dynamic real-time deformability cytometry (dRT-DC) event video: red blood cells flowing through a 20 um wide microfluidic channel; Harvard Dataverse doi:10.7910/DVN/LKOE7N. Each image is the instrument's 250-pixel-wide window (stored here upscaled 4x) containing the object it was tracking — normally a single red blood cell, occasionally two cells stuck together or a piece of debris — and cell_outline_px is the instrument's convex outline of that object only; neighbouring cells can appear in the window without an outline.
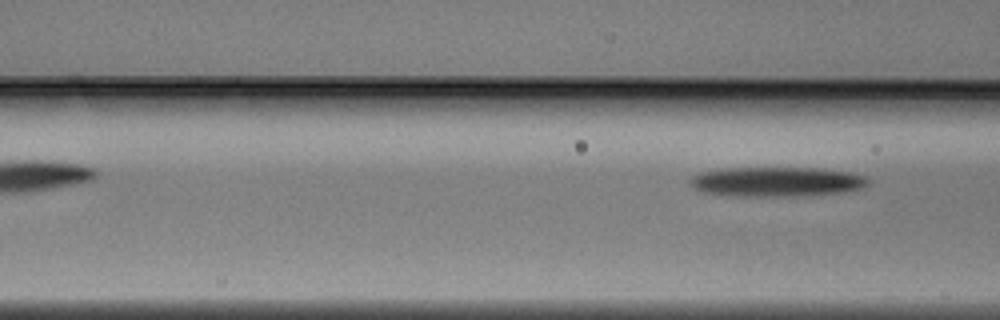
{"species": "Egyptian fruit bat (a non-hibernating species)", "species_latin": "Rousettus aegyptiacus", "temperature_condition": "warm", "stored_images_in_passage": 6, "camera_frame_rate_fps": 3000, "um_per_image_px": 0.085, "animal": {"sex": "male"}, "frame": {"image": 1, "passage_image": 6, "time_ms": 1.667, "image_size_px": [1000, 320], "cell_outline_px": [[868, 184], [860, 188], [844, 192], [788, 196], [732, 196], [704, 192], [696, 188], [688, 180], [692, 176], [700, 172], [724, 168], [820, 168], [848, 172], [864, 176], [868, 180]], "centroid_in_image_um": [65.98, 15.44], "position_along_channel_um": 100.6, "area_um2": 30.52}}